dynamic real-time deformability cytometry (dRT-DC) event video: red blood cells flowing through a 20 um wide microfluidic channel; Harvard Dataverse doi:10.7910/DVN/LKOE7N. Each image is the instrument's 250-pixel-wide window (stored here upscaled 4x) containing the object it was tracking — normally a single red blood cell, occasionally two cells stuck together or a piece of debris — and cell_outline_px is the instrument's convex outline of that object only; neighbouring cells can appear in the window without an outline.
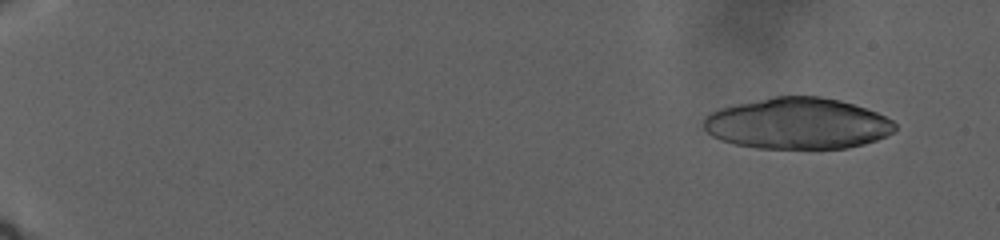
{"species": "human", "species_latin": "Homo sapiens", "temperature_condition": "warm", "stored_images_in_passage": 44, "camera_frame_rate_fps": 3000, "um_per_image_px": 0.085, "donor": {"sex": "male"}, "frame": {"image": 1, "passage_image": 8, "time_ms": 3.333, "image_size_px": [1000, 240], "cell_outline_px": [[896, 128], [892, 132], [876, 140], [864, 144], [848, 148], [756, 148], [736, 144], [720, 140], [712, 136], [704, 128], [704, 116], [708, 112], [732, 104], [772, 96], [820, 96], [840, 100], [876, 112], [892, 120], [896, 124]], "centroid_in_image_um": [67.75, 10.49], "position_along_channel_um": 17.3, "area_um2": 57.28}}
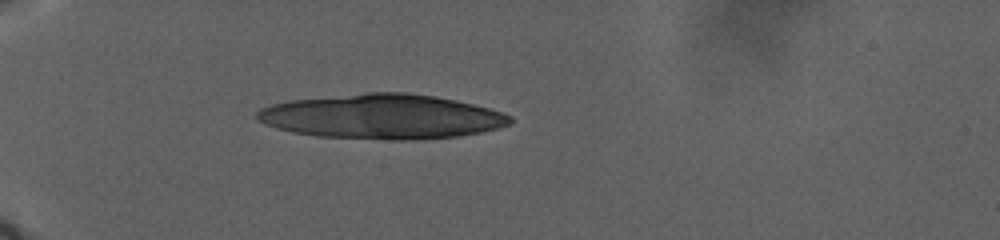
{"frame": {"image": 2, "passage_image": 28, "time_ms": 14.0, "image_size_px": [1000, 240], "cell_outline_px": [[512, 124], [480, 132], [460, 136], [412, 140], [392, 140], [316, 136], [292, 132], [276, 128], [264, 124], [256, 120], [256, 112], [260, 108], [272, 104], [292, 100], [368, 92], [404, 92], [436, 96], [456, 100], [504, 112], [512, 116]], "centroid_in_image_um": [32.48, 9.91], "position_along_channel_um": 52.5, "area_um2": 66.07}}